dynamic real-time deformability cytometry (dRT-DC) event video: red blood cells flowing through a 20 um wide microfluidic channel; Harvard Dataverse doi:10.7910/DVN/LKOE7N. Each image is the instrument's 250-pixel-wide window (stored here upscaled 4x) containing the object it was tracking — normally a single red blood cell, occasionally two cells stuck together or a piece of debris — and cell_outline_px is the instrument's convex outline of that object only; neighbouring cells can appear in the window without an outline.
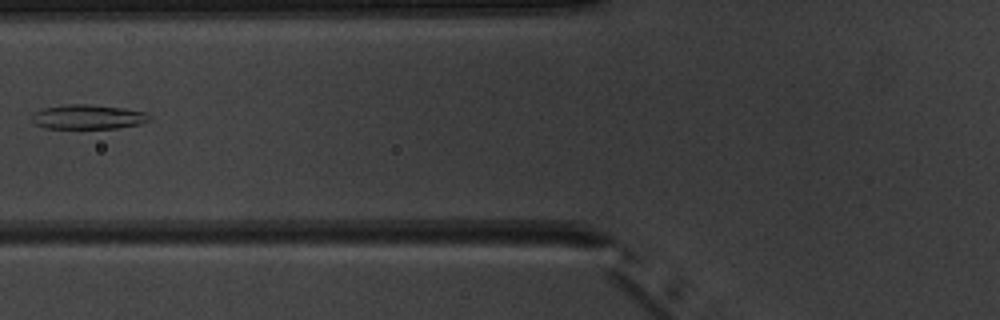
{"species": "common noctule bat (a hibernating species)", "species_latin": "Nyctalus noctula", "temperature_condition": "warm", "stored_images_in_passage": 8, "camera_frame_rate_fps": 3000, "um_per_image_px": 0.085, "animal": {"sex": "male", "body_mass_g": 20.1, "forearm_length_mm": 53.5}, "frame": {"image": 1, "passage_image": 7, "time_ms": 7.0, "image_size_px": [1000, 320], "cell_outline_px": [[152, 120], [140, 124], [116, 128], [44, 128], [36, 124], [32, 120], [32, 112], [40, 108], [64, 104], [88, 104], [124, 108], [144, 112], [152, 116]], "centroid_in_image_um": [7.46, 9.92], "position_along_channel_um": 118.3, "area_um2": 16.99}}
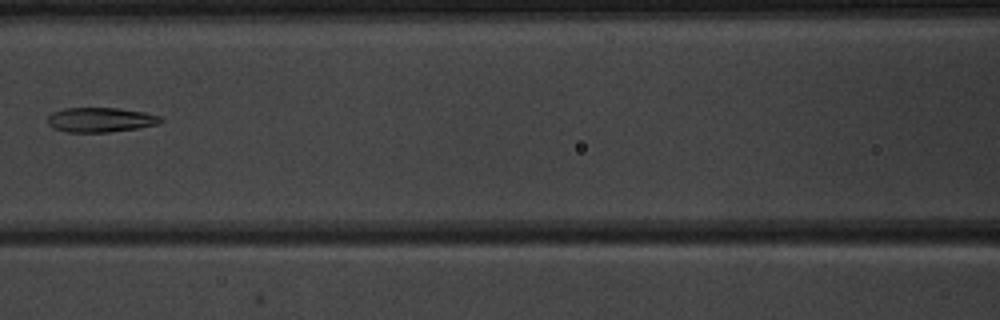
{"frame": {"image": 2, "passage_image": 8, "time_ms": 8.0, "image_size_px": [1000, 320], "cell_outline_px": [[164, 120], [156, 124], [140, 128], [108, 132], [64, 132], [52, 128], [48, 124], [48, 116], [52, 112], [64, 108], [120, 108], [144, 112], [160, 116]], "centroid_in_image_um": [8.52, 10.18], "position_along_channel_um": 158.1, "area_um2": 16.36}}